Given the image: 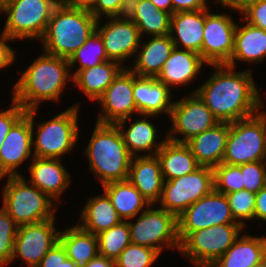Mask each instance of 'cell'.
Segmentation results:
<instances>
[{"label":"cell","mask_w":266,"mask_h":267,"mask_svg":"<svg viewBox=\"0 0 266 267\" xmlns=\"http://www.w3.org/2000/svg\"><path fill=\"white\" fill-rule=\"evenodd\" d=\"M96 24L97 19L90 11L58 4L40 39L44 52L70 59L96 31Z\"/></svg>","instance_id":"obj_3"},{"label":"cell","mask_w":266,"mask_h":267,"mask_svg":"<svg viewBox=\"0 0 266 267\" xmlns=\"http://www.w3.org/2000/svg\"><path fill=\"white\" fill-rule=\"evenodd\" d=\"M80 221L77 223L83 230L97 235L119 224L122 219L104 192L87 200L80 214Z\"/></svg>","instance_id":"obj_31"},{"label":"cell","mask_w":266,"mask_h":267,"mask_svg":"<svg viewBox=\"0 0 266 267\" xmlns=\"http://www.w3.org/2000/svg\"><path fill=\"white\" fill-rule=\"evenodd\" d=\"M128 181L142 194L150 205L157 204L164 184L161 165L157 156H133Z\"/></svg>","instance_id":"obj_21"},{"label":"cell","mask_w":266,"mask_h":267,"mask_svg":"<svg viewBox=\"0 0 266 267\" xmlns=\"http://www.w3.org/2000/svg\"><path fill=\"white\" fill-rule=\"evenodd\" d=\"M237 23L232 16L213 14L205 9L202 58L207 65L228 64L234 49Z\"/></svg>","instance_id":"obj_15"},{"label":"cell","mask_w":266,"mask_h":267,"mask_svg":"<svg viewBox=\"0 0 266 267\" xmlns=\"http://www.w3.org/2000/svg\"><path fill=\"white\" fill-rule=\"evenodd\" d=\"M245 22L266 31V0H257L240 12Z\"/></svg>","instance_id":"obj_43"},{"label":"cell","mask_w":266,"mask_h":267,"mask_svg":"<svg viewBox=\"0 0 266 267\" xmlns=\"http://www.w3.org/2000/svg\"><path fill=\"white\" fill-rule=\"evenodd\" d=\"M266 161V112L230 123L222 163L242 165Z\"/></svg>","instance_id":"obj_6"},{"label":"cell","mask_w":266,"mask_h":267,"mask_svg":"<svg viewBox=\"0 0 266 267\" xmlns=\"http://www.w3.org/2000/svg\"><path fill=\"white\" fill-rule=\"evenodd\" d=\"M9 0H0V7L4 4V3H6V2H8Z\"/></svg>","instance_id":"obj_57"},{"label":"cell","mask_w":266,"mask_h":267,"mask_svg":"<svg viewBox=\"0 0 266 267\" xmlns=\"http://www.w3.org/2000/svg\"><path fill=\"white\" fill-rule=\"evenodd\" d=\"M266 257V236L240 235L210 267H253Z\"/></svg>","instance_id":"obj_26"},{"label":"cell","mask_w":266,"mask_h":267,"mask_svg":"<svg viewBox=\"0 0 266 267\" xmlns=\"http://www.w3.org/2000/svg\"><path fill=\"white\" fill-rule=\"evenodd\" d=\"M169 118L172 122L171 130L166 137L178 143H186L192 137L219 123L196 92L174 101ZM173 133L182 135V138L176 137Z\"/></svg>","instance_id":"obj_12"},{"label":"cell","mask_w":266,"mask_h":267,"mask_svg":"<svg viewBox=\"0 0 266 267\" xmlns=\"http://www.w3.org/2000/svg\"><path fill=\"white\" fill-rule=\"evenodd\" d=\"M224 7H228L231 10H236L239 13L243 11L248 5L255 3L257 0H216Z\"/></svg>","instance_id":"obj_50"},{"label":"cell","mask_w":266,"mask_h":267,"mask_svg":"<svg viewBox=\"0 0 266 267\" xmlns=\"http://www.w3.org/2000/svg\"><path fill=\"white\" fill-rule=\"evenodd\" d=\"M110 60L106 54L104 43L97 31L93 32L88 40L70 57L69 65L72 68L76 63L80 67L72 74V77L80 70L92 68Z\"/></svg>","instance_id":"obj_36"},{"label":"cell","mask_w":266,"mask_h":267,"mask_svg":"<svg viewBox=\"0 0 266 267\" xmlns=\"http://www.w3.org/2000/svg\"><path fill=\"white\" fill-rule=\"evenodd\" d=\"M180 243L193 231L235 221L225 194L213 190L177 217Z\"/></svg>","instance_id":"obj_13"},{"label":"cell","mask_w":266,"mask_h":267,"mask_svg":"<svg viewBox=\"0 0 266 267\" xmlns=\"http://www.w3.org/2000/svg\"><path fill=\"white\" fill-rule=\"evenodd\" d=\"M57 267H77L76 263L67 258L63 263H60Z\"/></svg>","instance_id":"obj_54"},{"label":"cell","mask_w":266,"mask_h":267,"mask_svg":"<svg viewBox=\"0 0 266 267\" xmlns=\"http://www.w3.org/2000/svg\"><path fill=\"white\" fill-rule=\"evenodd\" d=\"M214 190L213 168L200 166L194 172L164 181L160 208L181 215L189 206Z\"/></svg>","instance_id":"obj_11"},{"label":"cell","mask_w":266,"mask_h":267,"mask_svg":"<svg viewBox=\"0 0 266 267\" xmlns=\"http://www.w3.org/2000/svg\"><path fill=\"white\" fill-rule=\"evenodd\" d=\"M171 14L158 9L150 0H141L137 5L134 23L141 38L147 36H164L170 32Z\"/></svg>","instance_id":"obj_34"},{"label":"cell","mask_w":266,"mask_h":267,"mask_svg":"<svg viewBox=\"0 0 266 267\" xmlns=\"http://www.w3.org/2000/svg\"><path fill=\"white\" fill-rule=\"evenodd\" d=\"M164 181L182 177L200 167L186 143L166 139L156 154Z\"/></svg>","instance_id":"obj_27"},{"label":"cell","mask_w":266,"mask_h":267,"mask_svg":"<svg viewBox=\"0 0 266 267\" xmlns=\"http://www.w3.org/2000/svg\"><path fill=\"white\" fill-rule=\"evenodd\" d=\"M18 225L9 214L0 208V266L9 265L13 256Z\"/></svg>","instance_id":"obj_40"},{"label":"cell","mask_w":266,"mask_h":267,"mask_svg":"<svg viewBox=\"0 0 266 267\" xmlns=\"http://www.w3.org/2000/svg\"><path fill=\"white\" fill-rule=\"evenodd\" d=\"M229 132L230 123L219 122L186 142L200 166L215 168L222 163Z\"/></svg>","instance_id":"obj_22"},{"label":"cell","mask_w":266,"mask_h":267,"mask_svg":"<svg viewBox=\"0 0 266 267\" xmlns=\"http://www.w3.org/2000/svg\"><path fill=\"white\" fill-rule=\"evenodd\" d=\"M109 21L103 26L99 19L96 31L103 40L106 54L110 60L123 64L125 59H131L138 51L140 36L138 27L134 22L123 21L115 17H109Z\"/></svg>","instance_id":"obj_18"},{"label":"cell","mask_w":266,"mask_h":267,"mask_svg":"<svg viewBox=\"0 0 266 267\" xmlns=\"http://www.w3.org/2000/svg\"><path fill=\"white\" fill-rule=\"evenodd\" d=\"M175 48L170 35L153 36L138 47L136 60L130 69L141 77L157 78L163 69L165 61ZM139 49H141L139 51ZM139 52V53H138Z\"/></svg>","instance_id":"obj_25"},{"label":"cell","mask_w":266,"mask_h":267,"mask_svg":"<svg viewBox=\"0 0 266 267\" xmlns=\"http://www.w3.org/2000/svg\"><path fill=\"white\" fill-rule=\"evenodd\" d=\"M171 89L159 82L157 78L141 77L134 73L133 97L138 114L157 116L169 115L173 106Z\"/></svg>","instance_id":"obj_20"},{"label":"cell","mask_w":266,"mask_h":267,"mask_svg":"<svg viewBox=\"0 0 266 267\" xmlns=\"http://www.w3.org/2000/svg\"><path fill=\"white\" fill-rule=\"evenodd\" d=\"M266 161H257L240 165L244 189L258 193L266 186Z\"/></svg>","instance_id":"obj_41"},{"label":"cell","mask_w":266,"mask_h":267,"mask_svg":"<svg viewBox=\"0 0 266 267\" xmlns=\"http://www.w3.org/2000/svg\"><path fill=\"white\" fill-rule=\"evenodd\" d=\"M204 26L205 9L177 12L171 15L169 35L176 48L191 50L202 56Z\"/></svg>","instance_id":"obj_23"},{"label":"cell","mask_w":266,"mask_h":267,"mask_svg":"<svg viewBox=\"0 0 266 267\" xmlns=\"http://www.w3.org/2000/svg\"><path fill=\"white\" fill-rule=\"evenodd\" d=\"M213 74L196 92L219 122L232 123L259 112L264 103L250 68L235 72L227 64L211 65Z\"/></svg>","instance_id":"obj_1"},{"label":"cell","mask_w":266,"mask_h":267,"mask_svg":"<svg viewBox=\"0 0 266 267\" xmlns=\"http://www.w3.org/2000/svg\"><path fill=\"white\" fill-rule=\"evenodd\" d=\"M79 104L37 124V136L32 140L33 157L58 158L74 149L79 137L78 108Z\"/></svg>","instance_id":"obj_8"},{"label":"cell","mask_w":266,"mask_h":267,"mask_svg":"<svg viewBox=\"0 0 266 267\" xmlns=\"http://www.w3.org/2000/svg\"><path fill=\"white\" fill-rule=\"evenodd\" d=\"M214 190L222 194H230L244 189L240 165L221 163L213 168Z\"/></svg>","instance_id":"obj_38"},{"label":"cell","mask_w":266,"mask_h":267,"mask_svg":"<svg viewBox=\"0 0 266 267\" xmlns=\"http://www.w3.org/2000/svg\"><path fill=\"white\" fill-rule=\"evenodd\" d=\"M32 159L28 171L31 178L28 183L34 185L50 199L58 203L62 193L71 182L70 174L63 166L61 158H40L32 156Z\"/></svg>","instance_id":"obj_19"},{"label":"cell","mask_w":266,"mask_h":267,"mask_svg":"<svg viewBox=\"0 0 266 267\" xmlns=\"http://www.w3.org/2000/svg\"><path fill=\"white\" fill-rule=\"evenodd\" d=\"M22 72L14 85L12 99L25 110L38 108L42 101L59 100L68 79L69 59L43 52Z\"/></svg>","instance_id":"obj_2"},{"label":"cell","mask_w":266,"mask_h":267,"mask_svg":"<svg viewBox=\"0 0 266 267\" xmlns=\"http://www.w3.org/2000/svg\"><path fill=\"white\" fill-rule=\"evenodd\" d=\"M102 186L122 221L132 220L140 211H144L146 206H150L128 180L113 181Z\"/></svg>","instance_id":"obj_32"},{"label":"cell","mask_w":266,"mask_h":267,"mask_svg":"<svg viewBox=\"0 0 266 267\" xmlns=\"http://www.w3.org/2000/svg\"><path fill=\"white\" fill-rule=\"evenodd\" d=\"M13 39L6 33L1 32L0 34V69L10 66L15 60V51L8 44V41Z\"/></svg>","instance_id":"obj_46"},{"label":"cell","mask_w":266,"mask_h":267,"mask_svg":"<svg viewBox=\"0 0 266 267\" xmlns=\"http://www.w3.org/2000/svg\"><path fill=\"white\" fill-rule=\"evenodd\" d=\"M203 64H207L202 56L194 51L174 48L170 57L165 61L157 80L169 89L172 85L181 86L197 77Z\"/></svg>","instance_id":"obj_24"},{"label":"cell","mask_w":266,"mask_h":267,"mask_svg":"<svg viewBox=\"0 0 266 267\" xmlns=\"http://www.w3.org/2000/svg\"><path fill=\"white\" fill-rule=\"evenodd\" d=\"M37 110L38 108L26 110L6 135L0 147V180L8 176H21L17 168L31 156Z\"/></svg>","instance_id":"obj_14"},{"label":"cell","mask_w":266,"mask_h":267,"mask_svg":"<svg viewBox=\"0 0 266 267\" xmlns=\"http://www.w3.org/2000/svg\"><path fill=\"white\" fill-rule=\"evenodd\" d=\"M243 229L240 224H220L193 231L180 243L179 252L195 267H210L233 245Z\"/></svg>","instance_id":"obj_9"},{"label":"cell","mask_w":266,"mask_h":267,"mask_svg":"<svg viewBox=\"0 0 266 267\" xmlns=\"http://www.w3.org/2000/svg\"><path fill=\"white\" fill-rule=\"evenodd\" d=\"M26 113V110L12 99L10 108L0 111V147L11 127Z\"/></svg>","instance_id":"obj_42"},{"label":"cell","mask_w":266,"mask_h":267,"mask_svg":"<svg viewBox=\"0 0 266 267\" xmlns=\"http://www.w3.org/2000/svg\"><path fill=\"white\" fill-rule=\"evenodd\" d=\"M85 154L89 169L99 176L101 184L128 180L132 155L116 124L96 122Z\"/></svg>","instance_id":"obj_4"},{"label":"cell","mask_w":266,"mask_h":267,"mask_svg":"<svg viewBox=\"0 0 266 267\" xmlns=\"http://www.w3.org/2000/svg\"><path fill=\"white\" fill-rule=\"evenodd\" d=\"M57 5L55 0H9L0 7L7 16L2 31L13 40H40Z\"/></svg>","instance_id":"obj_7"},{"label":"cell","mask_w":266,"mask_h":267,"mask_svg":"<svg viewBox=\"0 0 266 267\" xmlns=\"http://www.w3.org/2000/svg\"><path fill=\"white\" fill-rule=\"evenodd\" d=\"M159 255L154 249L130 243L114 260L115 267H150Z\"/></svg>","instance_id":"obj_37"},{"label":"cell","mask_w":266,"mask_h":267,"mask_svg":"<svg viewBox=\"0 0 266 267\" xmlns=\"http://www.w3.org/2000/svg\"><path fill=\"white\" fill-rule=\"evenodd\" d=\"M58 4H66L69 0H55Z\"/></svg>","instance_id":"obj_56"},{"label":"cell","mask_w":266,"mask_h":267,"mask_svg":"<svg viewBox=\"0 0 266 267\" xmlns=\"http://www.w3.org/2000/svg\"><path fill=\"white\" fill-rule=\"evenodd\" d=\"M121 2L122 0H96L90 12L97 20H100L102 15L108 19L116 15Z\"/></svg>","instance_id":"obj_45"},{"label":"cell","mask_w":266,"mask_h":267,"mask_svg":"<svg viewBox=\"0 0 266 267\" xmlns=\"http://www.w3.org/2000/svg\"><path fill=\"white\" fill-rule=\"evenodd\" d=\"M85 267H115V261L98 254Z\"/></svg>","instance_id":"obj_51"},{"label":"cell","mask_w":266,"mask_h":267,"mask_svg":"<svg viewBox=\"0 0 266 267\" xmlns=\"http://www.w3.org/2000/svg\"><path fill=\"white\" fill-rule=\"evenodd\" d=\"M226 197L235 221L246 227L245 220L254 219L256 194L243 189L226 194Z\"/></svg>","instance_id":"obj_39"},{"label":"cell","mask_w":266,"mask_h":267,"mask_svg":"<svg viewBox=\"0 0 266 267\" xmlns=\"http://www.w3.org/2000/svg\"><path fill=\"white\" fill-rule=\"evenodd\" d=\"M140 1L141 0H122L114 17L123 21L134 22L136 8Z\"/></svg>","instance_id":"obj_48"},{"label":"cell","mask_w":266,"mask_h":267,"mask_svg":"<svg viewBox=\"0 0 266 267\" xmlns=\"http://www.w3.org/2000/svg\"><path fill=\"white\" fill-rule=\"evenodd\" d=\"M143 116L144 119H138L133 122L127 130L125 129L126 121L129 118L118 121L116 126L119 128L124 143L132 156H139L136 152L144 151L148 152L145 156H155L167 137L157 144L156 139L158 138V132L155 125L147 120L149 115Z\"/></svg>","instance_id":"obj_29"},{"label":"cell","mask_w":266,"mask_h":267,"mask_svg":"<svg viewBox=\"0 0 266 267\" xmlns=\"http://www.w3.org/2000/svg\"><path fill=\"white\" fill-rule=\"evenodd\" d=\"M2 208L18 226L55 218L56 204L21 176H8L3 187ZM54 206V207H53Z\"/></svg>","instance_id":"obj_5"},{"label":"cell","mask_w":266,"mask_h":267,"mask_svg":"<svg viewBox=\"0 0 266 267\" xmlns=\"http://www.w3.org/2000/svg\"><path fill=\"white\" fill-rule=\"evenodd\" d=\"M59 241L64 246L67 257L74 261L77 267H85L99 254L97 236L83 230L78 224L60 231Z\"/></svg>","instance_id":"obj_33"},{"label":"cell","mask_w":266,"mask_h":267,"mask_svg":"<svg viewBox=\"0 0 266 267\" xmlns=\"http://www.w3.org/2000/svg\"><path fill=\"white\" fill-rule=\"evenodd\" d=\"M124 67L117 61L108 60L92 68L78 71L72 82L90 99L97 101Z\"/></svg>","instance_id":"obj_30"},{"label":"cell","mask_w":266,"mask_h":267,"mask_svg":"<svg viewBox=\"0 0 266 267\" xmlns=\"http://www.w3.org/2000/svg\"><path fill=\"white\" fill-rule=\"evenodd\" d=\"M152 206L142 211L136 222L127 220L131 243L154 249L159 253L163 251L164 246L179 251L177 217L165 209H153Z\"/></svg>","instance_id":"obj_10"},{"label":"cell","mask_w":266,"mask_h":267,"mask_svg":"<svg viewBox=\"0 0 266 267\" xmlns=\"http://www.w3.org/2000/svg\"><path fill=\"white\" fill-rule=\"evenodd\" d=\"M99 255L115 260L131 243L129 224L121 221L119 224L96 235Z\"/></svg>","instance_id":"obj_35"},{"label":"cell","mask_w":266,"mask_h":267,"mask_svg":"<svg viewBox=\"0 0 266 267\" xmlns=\"http://www.w3.org/2000/svg\"><path fill=\"white\" fill-rule=\"evenodd\" d=\"M266 57V31L249 23L237 25L234 49L228 66H236V60L260 63Z\"/></svg>","instance_id":"obj_28"},{"label":"cell","mask_w":266,"mask_h":267,"mask_svg":"<svg viewBox=\"0 0 266 267\" xmlns=\"http://www.w3.org/2000/svg\"><path fill=\"white\" fill-rule=\"evenodd\" d=\"M173 14L177 12L196 11L208 9L207 0H171Z\"/></svg>","instance_id":"obj_47"},{"label":"cell","mask_w":266,"mask_h":267,"mask_svg":"<svg viewBox=\"0 0 266 267\" xmlns=\"http://www.w3.org/2000/svg\"><path fill=\"white\" fill-rule=\"evenodd\" d=\"M134 72L124 67L114 78L113 82L97 100L102 106L96 122L102 124H116L126 118H132L133 113L138 114L133 97Z\"/></svg>","instance_id":"obj_17"},{"label":"cell","mask_w":266,"mask_h":267,"mask_svg":"<svg viewBox=\"0 0 266 267\" xmlns=\"http://www.w3.org/2000/svg\"><path fill=\"white\" fill-rule=\"evenodd\" d=\"M67 258L66 250L59 241L46 253L37 267H57Z\"/></svg>","instance_id":"obj_44"},{"label":"cell","mask_w":266,"mask_h":267,"mask_svg":"<svg viewBox=\"0 0 266 267\" xmlns=\"http://www.w3.org/2000/svg\"><path fill=\"white\" fill-rule=\"evenodd\" d=\"M158 9L173 14V6L171 0H150Z\"/></svg>","instance_id":"obj_53"},{"label":"cell","mask_w":266,"mask_h":267,"mask_svg":"<svg viewBox=\"0 0 266 267\" xmlns=\"http://www.w3.org/2000/svg\"><path fill=\"white\" fill-rule=\"evenodd\" d=\"M254 218L266 221V186L256 193Z\"/></svg>","instance_id":"obj_49"},{"label":"cell","mask_w":266,"mask_h":267,"mask_svg":"<svg viewBox=\"0 0 266 267\" xmlns=\"http://www.w3.org/2000/svg\"><path fill=\"white\" fill-rule=\"evenodd\" d=\"M95 1L96 0H69L66 5L90 11L94 6Z\"/></svg>","instance_id":"obj_52"},{"label":"cell","mask_w":266,"mask_h":267,"mask_svg":"<svg viewBox=\"0 0 266 267\" xmlns=\"http://www.w3.org/2000/svg\"><path fill=\"white\" fill-rule=\"evenodd\" d=\"M253 267H266V257L259 263L255 264Z\"/></svg>","instance_id":"obj_55"},{"label":"cell","mask_w":266,"mask_h":267,"mask_svg":"<svg viewBox=\"0 0 266 267\" xmlns=\"http://www.w3.org/2000/svg\"><path fill=\"white\" fill-rule=\"evenodd\" d=\"M55 218L18 226L11 263L20 257L28 266L37 267L46 253L59 242Z\"/></svg>","instance_id":"obj_16"}]
</instances>
